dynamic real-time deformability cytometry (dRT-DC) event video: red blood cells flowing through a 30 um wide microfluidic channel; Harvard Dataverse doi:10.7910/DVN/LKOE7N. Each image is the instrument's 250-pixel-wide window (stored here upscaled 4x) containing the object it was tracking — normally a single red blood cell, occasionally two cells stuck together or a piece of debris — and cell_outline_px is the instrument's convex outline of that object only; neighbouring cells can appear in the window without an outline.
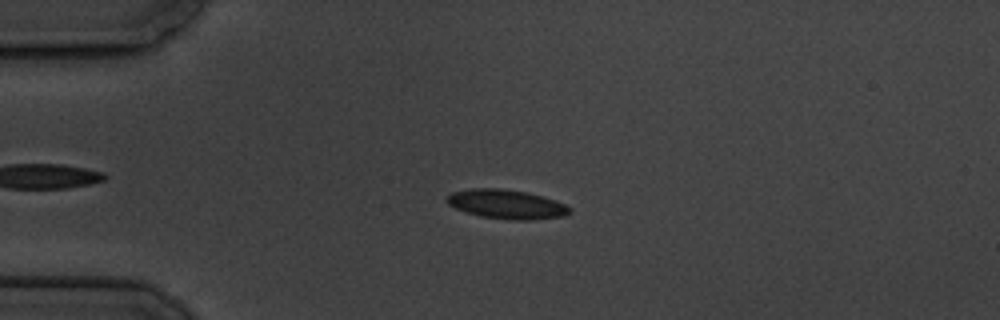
{"species": "common noctule bat (a hibernating species)", "species_latin": "Nyctalus noctula", "temperature_condition": "cold", "stored_images_in_passage": 3, "camera_frame_rate_fps": 3000, "um_per_image_px": 0.085, "animal": {"sex": "male", "body_mass_g": 19.5, "forearm_length_mm": 54.6}, "frame": {"image": 1, "passage_image": 2, "time_ms": 1.333, "image_size_px": [1000, 320], "cell_outline_px": [[572, 212], [564, 216], [532, 220], [512, 220], [480, 216], [456, 208], [448, 204], [444, 200], [452, 192], [472, 188], [500, 188], [528, 192], [556, 200], [572, 208]], "centroid_in_image_um": [43.08, 17.36], "position_along_channel_um": 41.9, "area_um2": 20.98}}